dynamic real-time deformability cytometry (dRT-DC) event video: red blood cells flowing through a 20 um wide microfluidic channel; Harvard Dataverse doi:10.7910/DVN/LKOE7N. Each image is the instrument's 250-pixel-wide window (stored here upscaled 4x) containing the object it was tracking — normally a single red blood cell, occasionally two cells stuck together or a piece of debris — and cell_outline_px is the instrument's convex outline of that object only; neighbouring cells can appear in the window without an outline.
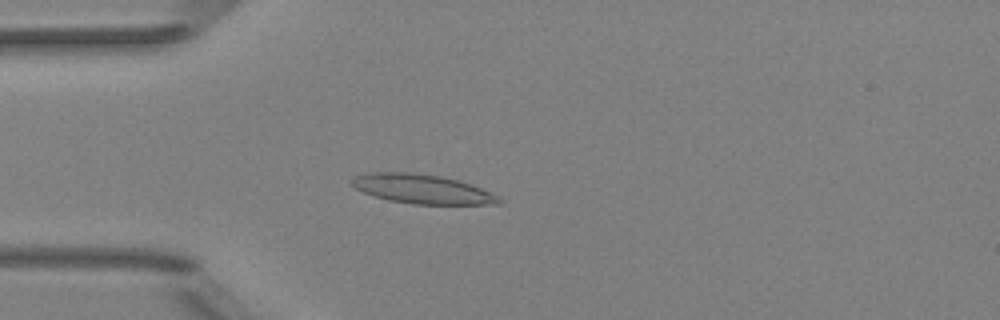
{"species": "Egyptian fruit bat (a non-hibernating species)", "species_latin": "Rousettus aegyptiacus", "temperature_condition": "room temperature", "stored_images_in_passage": 4, "camera_frame_rate_fps": 3000, "um_per_image_px": 0.085, "animal": {"sex": "female"}, "frame": {"image": 1, "passage_image": 4, "time_ms": 3.333, "image_size_px": [1000, 320], "cell_outline_px": [[504, 200], [500, 204], [412, 204], [388, 200], [352, 188], [348, 184], [348, 180], [356, 176], [372, 172], [412, 172], [440, 176], [456, 180], [480, 188]], "centroid_in_image_um": [35.79, 16.06], "position_along_channel_um": 49.2, "area_um2": 24.97}}